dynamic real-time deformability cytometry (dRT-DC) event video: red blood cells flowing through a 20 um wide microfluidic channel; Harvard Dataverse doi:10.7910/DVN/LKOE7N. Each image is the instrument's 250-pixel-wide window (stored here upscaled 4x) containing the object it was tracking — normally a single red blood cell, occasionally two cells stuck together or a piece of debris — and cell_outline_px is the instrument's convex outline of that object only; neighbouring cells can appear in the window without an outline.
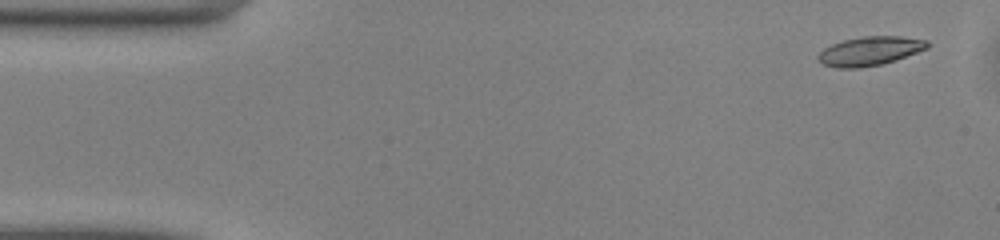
{"species": "common noctule bat (a hibernating species)", "species_latin": "Nyctalus noctula", "temperature_condition": "warm", "stored_images_in_passage": 50, "camera_frame_rate_fps": 3000, "um_per_image_px": 0.085, "animal": {"sex": "male", "body_mass_g": 13.0, "forearm_length_mm": 53.1}, "frame": {"image": 1, "passage_image": 3, "time_ms": 0.667, "image_size_px": [1000, 240], "cell_outline_px": [[932, 44], [928, 48], [896, 60], [880, 64], [860, 68], [836, 68], [824, 64], [816, 56], [824, 48], [832, 44], [844, 40], [864, 36], [900, 36], [928, 40]], "centroid_in_image_um": [73.98, 4.33], "position_along_channel_um": 11.0, "area_um2": 18.44}}
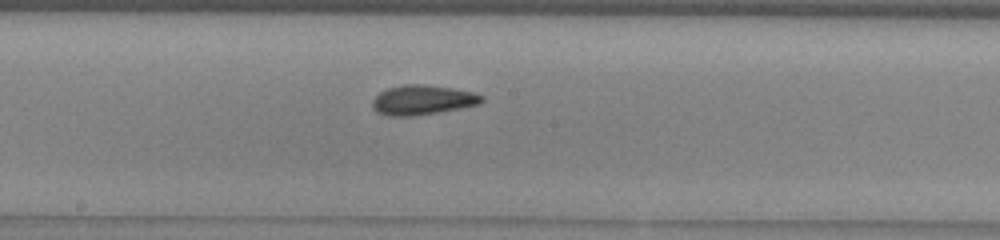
{"frame": {"image": 2, "passage_image": 26, "time_ms": 8.333, "image_size_px": [1000, 240], "cell_outline_px": [[484, 100], [480, 104], [460, 108], [412, 116], [388, 116], [376, 112], [372, 108], [372, 100], [380, 92], [388, 88], [404, 84], [420, 84], [452, 88], [476, 92], [484, 96]], "centroid_in_image_um": [35.92, 8.49], "position_along_channel_um": 212.3, "area_um2": 18.96}}
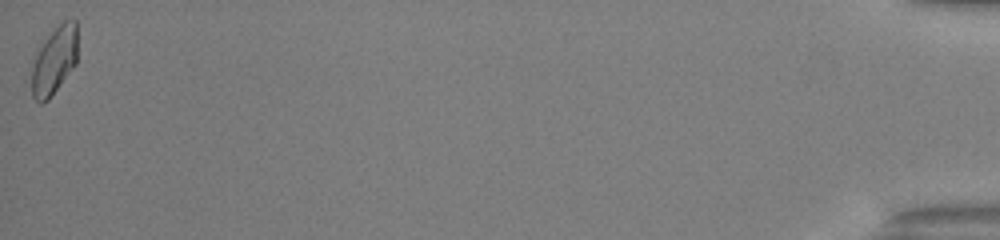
{"frame": {"image": 3, "passage_image": 50, "time_ms": 16.333, "image_size_px": [1000, 240], "cell_outline_px": [[76, 64], [48, 100], [40, 104], [32, 96], [32, 68], [36, 56], [40, 48], [48, 36], [64, 20], [76, 20]], "centroid_in_image_um": [4.62, 5.18], "position_along_channel_um": 430.6, "area_um2": 17.57}, "authors_computed_cell_mechanics": {"area_um2": 18.1492, "velocity_mm_per_s": 4.0918, "shape_relaxation_time_tau1_ms": 4.1681, "shape_relaxation_time_tau2_ms": 2.4408, "deformation_change_tau1": 0.1166, "deformation_change_tau2": 0.0925}}